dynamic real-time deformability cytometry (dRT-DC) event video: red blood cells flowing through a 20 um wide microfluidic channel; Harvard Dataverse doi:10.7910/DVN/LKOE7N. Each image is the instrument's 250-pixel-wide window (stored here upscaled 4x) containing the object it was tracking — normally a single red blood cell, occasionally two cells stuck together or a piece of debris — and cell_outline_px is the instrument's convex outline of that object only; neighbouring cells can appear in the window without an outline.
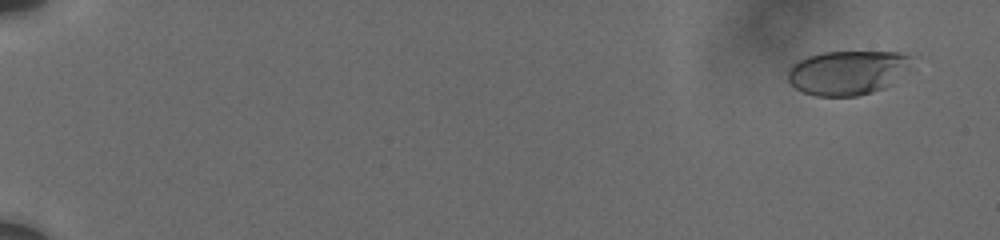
{"species": "human", "species_latin": "Homo sapiens", "temperature_condition": "cold", "stored_images_in_passage": 70, "camera_frame_rate_fps": 3000, "um_per_image_px": 0.085, "donor": {"sex": "male"}, "frame": {"image": 1, "passage_image": 4, "time_ms": 1.0, "image_size_px": [1000, 240], "cell_outline_px": [[908, 56], [892, 84], [884, 88], [872, 92], [856, 96], [816, 96], [804, 92], [796, 88], [788, 80], [788, 72], [792, 64], [808, 56], [824, 52], [900, 52]], "centroid_in_image_um": [71.89, 6.18], "position_along_channel_um": 13.1, "area_um2": 30.87}}
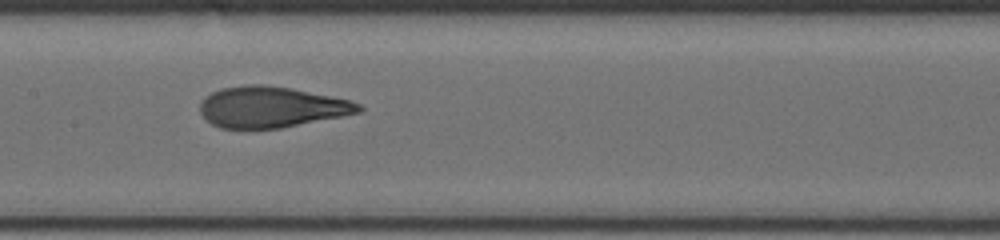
{"frame": {"image": 2, "passage_image": 41, "time_ms": 10.667, "image_size_px": [1000, 240], "cell_outline_px": [[364, 108], [360, 112], [280, 128], [220, 128], [204, 120], [200, 112], [200, 100], [204, 96], [220, 88], [244, 84], [264, 84], [292, 88], [348, 100], [360, 104]], "centroid_in_image_um": [22.98, 9.08], "position_along_channel_um": 184.4, "area_um2": 37.86}}
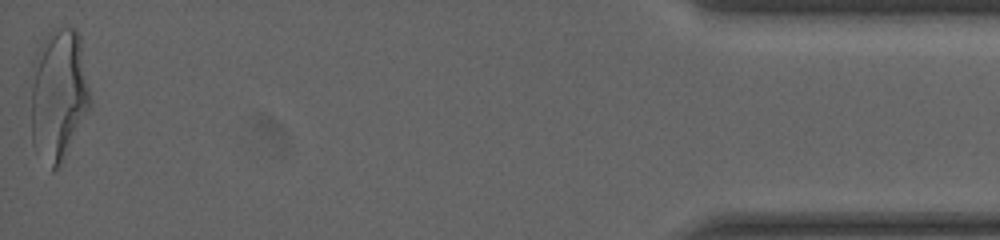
{"frame": {"image": 3, "passage_image": 70, "time_ms": 19.333, "image_size_px": [1000, 240], "cell_outline_px": [[92, 104], [88, 112], [60, 164], [52, 172], [32, 144], [32, 60], [48, 32], [60, 28], [76, 28], [80, 36]], "centroid_in_image_um": [4.98, 8.02], "position_along_channel_um": 430.2, "area_um2": 45.43}, "authors_computed_cell_mechanics": {"area_um2": 37.8301, "velocity_mm_per_s": 3.7258, "shape_relaxation_time_tau1_ms": 4.9658, "shape_relaxation_time_tau2_ms": 0.8872, "deformation_change_tau1": 0.2035, "deformation_change_tau2": 0.0906}}